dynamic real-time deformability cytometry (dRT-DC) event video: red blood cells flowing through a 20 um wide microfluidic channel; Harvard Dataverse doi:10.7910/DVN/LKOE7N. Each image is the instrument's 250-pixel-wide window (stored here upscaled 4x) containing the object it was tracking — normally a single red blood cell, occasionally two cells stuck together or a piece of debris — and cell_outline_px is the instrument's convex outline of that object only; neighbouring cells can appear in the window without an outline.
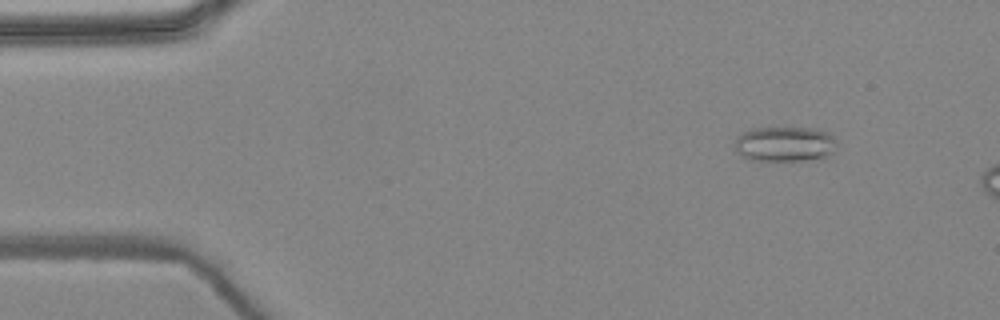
{"species": "common noctule bat (a hibernating species)", "species_latin": "Nyctalus noctula", "temperature_condition": "warm", "stored_images_in_passage": 3, "camera_frame_rate_fps": 3000, "um_per_image_px": 0.085, "animal": {"sex": "female", "body_mass_g": 24.6, "forearm_length_mm": 56.2}, "frame": {"image": 1, "passage_image": 2, "time_ms": 0.333, "image_size_px": [1000, 320], "cell_outline_px": [[836, 140], [832, 152], [824, 156], [800, 160], [748, 160], [740, 156], [736, 152], [736, 136], [744, 132], [756, 128], [820, 128], [828, 132]], "centroid_in_image_um": [66.67, 12.23], "position_along_channel_um": 18.3, "area_um2": 20.63}}